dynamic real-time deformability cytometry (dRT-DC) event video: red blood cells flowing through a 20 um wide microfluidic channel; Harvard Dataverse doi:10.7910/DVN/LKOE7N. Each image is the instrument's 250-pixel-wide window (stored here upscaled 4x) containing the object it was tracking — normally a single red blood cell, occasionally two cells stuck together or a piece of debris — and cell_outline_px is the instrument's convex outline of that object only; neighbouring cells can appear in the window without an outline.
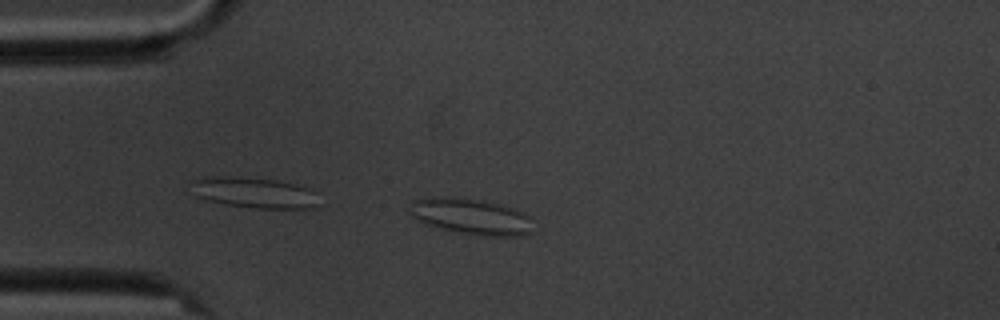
{"species": "common noctule bat (a hibernating species)", "species_latin": "Nyctalus noctula", "temperature_condition": "cold", "stored_images_in_passage": 12, "camera_frame_rate_fps": 3000, "um_per_image_px": 0.085, "animal": {"sex": "male", "body_mass_g": 20.1, "forearm_length_mm": 53.5}, "frame": {"image": 1, "passage_image": 4, "time_ms": 4.333, "image_size_px": [1000, 320], "cell_outline_px": [[532, 232], [516, 236], [496, 236], [460, 232], [440, 228], [424, 224], [416, 220], [408, 212], [412, 200], [436, 196], [448, 196], [476, 200], [508, 208], [520, 212], [528, 216]], "centroid_in_image_um": [39.91, 18.4], "position_along_channel_um": 45.1, "area_um2": 25.14}}
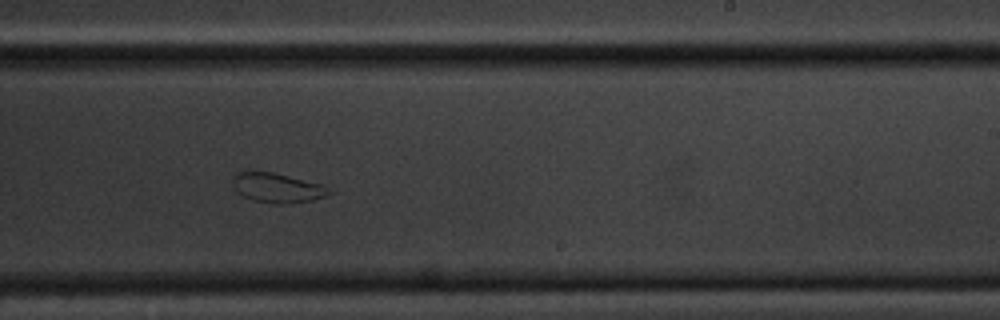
{"frame": {"image": 2, "passage_image": 10, "time_ms": 11.333, "image_size_px": [1000, 320], "cell_outline_px": [[336, 192], [312, 200], [284, 204], [276, 204], [256, 200], [244, 196], [236, 192], [232, 184], [232, 180], [236, 172], [272, 172], [324, 184], [336, 188]], "centroid_in_image_um": [23.66, 15.96], "position_along_channel_um": 265.3, "area_um2": 16.82}}
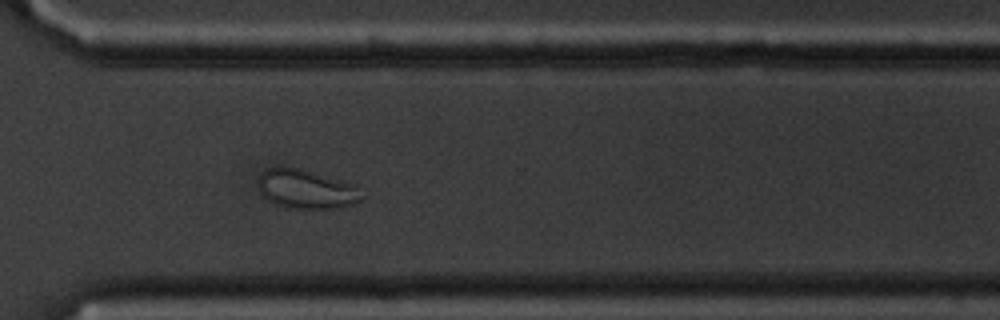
{"frame": {"image": 3, "passage_image": 12, "time_ms": 13.667, "image_size_px": [1000, 320], "cell_outline_px": [[364, 196], [360, 200], [352, 204], [340, 208], [288, 208], [276, 204], [268, 200], [260, 192], [256, 184], [260, 172], [268, 168], [300, 168], [356, 184]], "centroid_in_image_um": [26.03, 16.08], "position_along_channel_um": 344.6, "area_um2": 23.7}}